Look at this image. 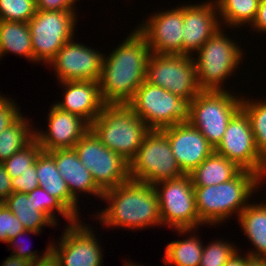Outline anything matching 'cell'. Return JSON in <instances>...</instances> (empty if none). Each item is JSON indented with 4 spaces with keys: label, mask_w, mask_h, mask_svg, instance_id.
<instances>
[{
    "label": "cell",
    "mask_w": 266,
    "mask_h": 266,
    "mask_svg": "<svg viewBox=\"0 0 266 266\" xmlns=\"http://www.w3.org/2000/svg\"><path fill=\"white\" fill-rule=\"evenodd\" d=\"M237 223L253 249L250 248L246 253L252 257L266 258V201H251L240 212Z\"/></svg>",
    "instance_id": "603a6c76"
},
{
    "label": "cell",
    "mask_w": 266,
    "mask_h": 266,
    "mask_svg": "<svg viewBox=\"0 0 266 266\" xmlns=\"http://www.w3.org/2000/svg\"><path fill=\"white\" fill-rule=\"evenodd\" d=\"M11 186L13 192L29 193L39 187L36 162L29 167V170L22 173L21 176L11 178Z\"/></svg>",
    "instance_id": "74e56055"
},
{
    "label": "cell",
    "mask_w": 266,
    "mask_h": 266,
    "mask_svg": "<svg viewBox=\"0 0 266 266\" xmlns=\"http://www.w3.org/2000/svg\"><path fill=\"white\" fill-rule=\"evenodd\" d=\"M108 203L102 210L92 214L105 228L142 230L162 228L158 195L149 183L129 180L103 192L102 201ZM95 215V216H94Z\"/></svg>",
    "instance_id": "7a4b0ae2"
},
{
    "label": "cell",
    "mask_w": 266,
    "mask_h": 266,
    "mask_svg": "<svg viewBox=\"0 0 266 266\" xmlns=\"http://www.w3.org/2000/svg\"><path fill=\"white\" fill-rule=\"evenodd\" d=\"M146 81L180 98H194L201 90L193 56L154 54L147 61Z\"/></svg>",
    "instance_id": "7c38bea8"
},
{
    "label": "cell",
    "mask_w": 266,
    "mask_h": 266,
    "mask_svg": "<svg viewBox=\"0 0 266 266\" xmlns=\"http://www.w3.org/2000/svg\"><path fill=\"white\" fill-rule=\"evenodd\" d=\"M40 233L42 234V232H39V231L23 230L22 232L18 233L15 236V238H13V239H11L9 241L8 245H10L11 248L8 246V251L12 250L11 251L12 255H14L16 257H20V258L26 259V260H28V261H30L32 263H38V262H42V261L47 260L48 258L51 257L52 241L48 242L47 247L45 248L44 251L42 249V251H41L42 253L40 255V253H38L37 250L32 251L30 249V247L28 248L27 246H25L26 243L23 244L24 241L20 240L21 236L22 237L25 236V235L27 236L28 234L39 235Z\"/></svg>",
    "instance_id": "e575fe53"
},
{
    "label": "cell",
    "mask_w": 266,
    "mask_h": 266,
    "mask_svg": "<svg viewBox=\"0 0 266 266\" xmlns=\"http://www.w3.org/2000/svg\"><path fill=\"white\" fill-rule=\"evenodd\" d=\"M252 28V29H251ZM252 33L266 34V0L260 1L254 21L249 26Z\"/></svg>",
    "instance_id": "ab89813d"
},
{
    "label": "cell",
    "mask_w": 266,
    "mask_h": 266,
    "mask_svg": "<svg viewBox=\"0 0 266 266\" xmlns=\"http://www.w3.org/2000/svg\"><path fill=\"white\" fill-rule=\"evenodd\" d=\"M260 99L243 96L241 108L249 117L256 148L266 160V98Z\"/></svg>",
    "instance_id": "f546056e"
},
{
    "label": "cell",
    "mask_w": 266,
    "mask_h": 266,
    "mask_svg": "<svg viewBox=\"0 0 266 266\" xmlns=\"http://www.w3.org/2000/svg\"><path fill=\"white\" fill-rule=\"evenodd\" d=\"M42 151L39 142L34 139L29 145L15 152L9 159L4 161L2 164L6 172L11 178L21 176L29 170V167L34 165L38 154Z\"/></svg>",
    "instance_id": "1f68e13d"
},
{
    "label": "cell",
    "mask_w": 266,
    "mask_h": 266,
    "mask_svg": "<svg viewBox=\"0 0 266 266\" xmlns=\"http://www.w3.org/2000/svg\"><path fill=\"white\" fill-rule=\"evenodd\" d=\"M48 109L46 129L35 128V139L43 151L73 149L90 129V124L78 115L64 111L54 103Z\"/></svg>",
    "instance_id": "e0dca14e"
},
{
    "label": "cell",
    "mask_w": 266,
    "mask_h": 266,
    "mask_svg": "<svg viewBox=\"0 0 266 266\" xmlns=\"http://www.w3.org/2000/svg\"><path fill=\"white\" fill-rule=\"evenodd\" d=\"M19 219L25 230L43 232V227H57V225L43 212L36 210L31 197L27 193L13 192L3 202Z\"/></svg>",
    "instance_id": "4316f807"
},
{
    "label": "cell",
    "mask_w": 266,
    "mask_h": 266,
    "mask_svg": "<svg viewBox=\"0 0 266 266\" xmlns=\"http://www.w3.org/2000/svg\"><path fill=\"white\" fill-rule=\"evenodd\" d=\"M14 101L16 100L6 97L5 94L0 96V132L8 128L23 114L21 107H18Z\"/></svg>",
    "instance_id": "8d00e7d4"
},
{
    "label": "cell",
    "mask_w": 266,
    "mask_h": 266,
    "mask_svg": "<svg viewBox=\"0 0 266 266\" xmlns=\"http://www.w3.org/2000/svg\"><path fill=\"white\" fill-rule=\"evenodd\" d=\"M238 249L223 266H245L246 254ZM245 254V255H244Z\"/></svg>",
    "instance_id": "b9f144b4"
},
{
    "label": "cell",
    "mask_w": 266,
    "mask_h": 266,
    "mask_svg": "<svg viewBox=\"0 0 266 266\" xmlns=\"http://www.w3.org/2000/svg\"><path fill=\"white\" fill-rule=\"evenodd\" d=\"M234 244L233 241H224L222 238L205 243L199 266H223L240 249Z\"/></svg>",
    "instance_id": "d6a6232c"
},
{
    "label": "cell",
    "mask_w": 266,
    "mask_h": 266,
    "mask_svg": "<svg viewBox=\"0 0 266 266\" xmlns=\"http://www.w3.org/2000/svg\"><path fill=\"white\" fill-rule=\"evenodd\" d=\"M262 178L251 171L241 170L231 180L211 186H194L196 210L203 227H216L238 218L240 212L262 189ZM261 186V187H260ZM231 217V219H230ZM210 225V226H209Z\"/></svg>",
    "instance_id": "3957f363"
},
{
    "label": "cell",
    "mask_w": 266,
    "mask_h": 266,
    "mask_svg": "<svg viewBox=\"0 0 266 266\" xmlns=\"http://www.w3.org/2000/svg\"><path fill=\"white\" fill-rule=\"evenodd\" d=\"M11 193H13L11 177L0 163V203L4 202Z\"/></svg>",
    "instance_id": "60d3db41"
},
{
    "label": "cell",
    "mask_w": 266,
    "mask_h": 266,
    "mask_svg": "<svg viewBox=\"0 0 266 266\" xmlns=\"http://www.w3.org/2000/svg\"><path fill=\"white\" fill-rule=\"evenodd\" d=\"M100 142L128 163L135 157L145 135L146 123L127 104H105L90 124Z\"/></svg>",
    "instance_id": "5b68a950"
},
{
    "label": "cell",
    "mask_w": 266,
    "mask_h": 266,
    "mask_svg": "<svg viewBox=\"0 0 266 266\" xmlns=\"http://www.w3.org/2000/svg\"><path fill=\"white\" fill-rule=\"evenodd\" d=\"M245 266H266V258L252 257L246 253Z\"/></svg>",
    "instance_id": "ee69618b"
},
{
    "label": "cell",
    "mask_w": 266,
    "mask_h": 266,
    "mask_svg": "<svg viewBox=\"0 0 266 266\" xmlns=\"http://www.w3.org/2000/svg\"><path fill=\"white\" fill-rule=\"evenodd\" d=\"M192 100L180 98L145 80L127 105L150 130H161L179 123H189Z\"/></svg>",
    "instance_id": "8992f818"
},
{
    "label": "cell",
    "mask_w": 266,
    "mask_h": 266,
    "mask_svg": "<svg viewBox=\"0 0 266 266\" xmlns=\"http://www.w3.org/2000/svg\"><path fill=\"white\" fill-rule=\"evenodd\" d=\"M161 131L167 136L175 160L184 174L191 173L214 152V147L190 123H179Z\"/></svg>",
    "instance_id": "d6986e66"
},
{
    "label": "cell",
    "mask_w": 266,
    "mask_h": 266,
    "mask_svg": "<svg viewBox=\"0 0 266 266\" xmlns=\"http://www.w3.org/2000/svg\"><path fill=\"white\" fill-rule=\"evenodd\" d=\"M104 53L72 38L48 63L58 82L100 81Z\"/></svg>",
    "instance_id": "9a60e30c"
},
{
    "label": "cell",
    "mask_w": 266,
    "mask_h": 266,
    "mask_svg": "<svg viewBox=\"0 0 266 266\" xmlns=\"http://www.w3.org/2000/svg\"><path fill=\"white\" fill-rule=\"evenodd\" d=\"M49 153L55 159L57 170L65 180L71 196L78 203H81L80 195L84 194H93V197L102 200L103 191L95 184L90 171L81 163L74 149H56Z\"/></svg>",
    "instance_id": "44dd1931"
},
{
    "label": "cell",
    "mask_w": 266,
    "mask_h": 266,
    "mask_svg": "<svg viewBox=\"0 0 266 266\" xmlns=\"http://www.w3.org/2000/svg\"><path fill=\"white\" fill-rule=\"evenodd\" d=\"M242 169L215 151L188 175L193 186H211L227 182Z\"/></svg>",
    "instance_id": "d4e9b609"
},
{
    "label": "cell",
    "mask_w": 266,
    "mask_h": 266,
    "mask_svg": "<svg viewBox=\"0 0 266 266\" xmlns=\"http://www.w3.org/2000/svg\"><path fill=\"white\" fill-rule=\"evenodd\" d=\"M125 264L123 266H146V265H141L140 263H136V262H131L130 258L129 260L127 261V259H125ZM148 266V265H147Z\"/></svg>",
    "instance_id": "bcb514c9"
},
{
    "label": "cell",
    "mask_w": 266,
    "mask_h": 266,
    "mask_svg": "<svg viewBox=\"0 0 266 266\" xmlns=\"http://www.w3.org/2000/svg\"><path fill=\"white\" fill-rule=\"evenodd\" d=\"M224 30L226 28H220L193 55L201 91H227L228 83L225 81H229L230 76L236 77L234 73L240 70L245 60V50L239 45L240 42L228 36Z\"/></svg>",
    "instance_id": "277c9868"
},
{
    "label": "cell",
    "mask_w": 266,
    "mask_h": 266,
    "mask_svg": "<svg viewBox=\"0 0 266 266\" xmlns=\"http://www.w3.org/2000/svg\"><path fill=\"white\" fill-rule=\"evenodd\" d=\"M130 179L155 185L183 176L167 136L161 130H150L135 157L129 163Z\"/></svg>",
    "instance_id": "9c48e42d"
},
{
    "label": "cell",
    "mask_w": 266,
    "mask_h": 266,
    "mask_svg": "<svg viewBox=\"0 0 266 266\" xmlns=\"http://www.w3.org/2000/svg\"><path fill=\"white\" fill-rule=\"evenodd\" d=\"M32 266H59L52 257L48 258L45 261L33 263Z\"/></svg>",
    "instance_id": "f6af8a7d"
},
{
    "label": "cell",
    "mask_w": 266,
    "mask_h": 266,
    "mask_svg": "<svg viewBox=\"0 0 266 266\" xmlns=\"http://www.w3.org/2000/svg\"><path fill=\"white\" fill-rule=\"evenodd\" d=\"M80 220L70 225L65 223L57 242H52L51 257L59 266H103L104 252L94 234L95 227L92 230L91 224Z\"/></svg>",
    "instance_id": "4fadbf2b"
},
{
    "label": "cell",
    "mask_w": 266,
    "mask_h": 266,
    "mask_svg": "<svg viewBox=\"0 0 266 266\" xmlns=\"http://www.w3.org/2000/svg\"><path fill=\"white\" fill-rule=\"evenodd\" d=\"M148 17L135 28L147 40L150 52L183 55V4L157 10Z\"/></svg>",
    "instance_id": "2e32d148"
},
{
    "label": "cell",
    "mask_w": 266,
    "mask_h": 266,
    "mask_svg": "<svg viewBox=\"0 0 266 266\" xmlns=\"http://www.w3.org/2000/svg\"><path fill=\"white\" fill-rule=\"evenodd\" d=\"M12 53L33 63V48L27 22L0 21V60Z\"/></svg>",
    "instance_id": "484cf974"
},
{
    "label": "cell",
    "mask_w": 266,
    "mask_h": 266,
    "mask_svg": "<svg viewBox=\"0 0 266 266\" xmlns=\"http://www.w3.org/2000/svg\"><path fill=\"white\" fill-rule=\"evenodd\" d=\"M62 100L54 102L60 109L78 115L91 124L101 112L105 103L100 95L98 81L59 82ZM58 101V102H57Z\"/></svg>",
    "instance_id": "ffe728a7"
},
{
    "label": "cell",
    "mask_w": 266,
    "mask_h": 266,
    "mask_svg": "<svg viewBox=\"0 0 266 266\" xmlns=\"http://www.w3.org/2000/svg\"><path fill=\"white\" fill-rule=\"evenodd\" d=\"M222 28H247L254 21L258 0H214ZM235 28V29H234Z\"/></svg>",
    "instance_id": "83f0119b"
},
{
    "label": "cell",
    "mask_w": 266,
    "mask_h": 266,
    "mask_svg": "<svg viewBox=\"0 0 266 266\" xmlns=\"http://www.w3.org/2000/svg\"><path fill=\"white\" fill-rule=\"evenodd\" d=\"M266 170H265V173L263 174V176H262V186H263V184H265L266 183ZM265 182V183H264ZM266 185V184H265Z\"/></svg>",
    "instance_id": "7dc6e473"
},
{
    "label": "cell",
    "mask_w": 266,
    "mask_h": 266,
    "mask_svg": "<svg viewBox=\"0 0 266 266\" xmlns=\"http://www.w3.org/2000/svg\"><path fill=\"white\" fill-rule=\"evenodd\" d=\"M25 230L19 219L3 202L0 203V242L9 243L15 236Z\"/></svg>",
    "instance_id": "d590c367"
},
{
    "label": "cell",
    "mask_w": 266,
    "mask_h": 266,
    "mask_svg": "<svg viewBox=\"0 0 266 266\" xmlns=\"http://www.w3.org/2000/svg\"><path fill=\"white\" fill-rule=\"evenodd\" d=\"M27 194L28 197H31L36 210L45 213L56 225H59L57 218L59 216L66 219L68 225L74 224L78 220L58 199L51 196L44 188L38 187Z\"/></svg>",
    "instance_id": "4dcf8cb0"
},
{
    "label": "cell",
    "mask_w": 266,
    "mask_h": 266,
    "mask_svg": "<svg viewBox=\"0 0 266 266\" xmlns=\"http://www.w3.org/2000/svg\"><path fill=\"white\" fill-rule=\"evenodd\" d=\"M198 229H173L174 232L179 233V237L184 234L187 238L171 241L165 246L162 258L164 266H199L204 242L201 241Z\"/></svg>",
    "instance_id": "cb8c5ba5"
},
{
    "label": "cell",
    "mask_w": 266,
    "mask_h": 266,
    "mask_svg": "<svg viewBox=\"0 0 266 266\" xmlns=\"http://www.w3.org/2000/svg\"><path fill=\"white\" fill-rule=\"evenodd\" d=\"M183 20V55L193 56L222 28L214 0L183 3Z\"/></svg>",
    "instance_id": "ac0fdd59"
},
{
    "label": "cell",
    "mask_w": 266,
    "mask_h": 266,
    "mask_svg": "<svg viewBox=\"0 0 266 266\" xmlns=\"http://www.w3.org/2000/svg\"><path fill=\"white\" fill-rule=\"evenodd\" d=\"M76 10H37L28 22L33 63L47 66L63 45L75 37L79 21Z\"/></svg>",
    "instance_id": "52a82bcc"
},
{
    "label": "cell",
    "mask_w": 266,
    "mask_h": 266,
    "mask_svg": "<svg viewBox=\"0 0 266 266\" xmlns=\"http://www.w3.org/2000/svg\"><path fill=\"white\" fill-rule=\"evenodd\" d=\"M233 92V88L232 91H200L192 100L189 123L214 148L222 140L230 119L241 108L243 95Z\"/></svg>",
    "instance_id": "ba28073f"
},
{
    "label": "cell",
    "mask_w": 266,
    "mask_h": 266,
    "mask_svg": "<svg viewBox=\"0 0 266 266\" xmlns=\"http://www.w3.org/2000/svg\"><path fill=\"white\" fill-rule=\"evenodd\" d=\"M36 11L35 0H0V21L28 23Z\"/></svg>",
    "instance_id": "836d02e7"
},
{
    "label": "cell",
    "mask_w": 266,
    "mask_h": 266,
    "mask_svg": "<svg viewBox=\"0 0 266 266\" xmlns=\"http://www.w3.org/2000/svg\"><path fill=\"white\" fill-rule=\"evenodd\" d=\"M214 151L234 162L242 170L258 174L266 170V160L258 152L246 112L240 108L228 122L226 131Z\"/></svg>",
    "instance_id": "5bb4252c"
},
{
    "label": "cell",
    "mask_w": 266,
    "mask_h": 266,
    "mask_svg": "<svg viewBox=\"0 0 266 266\" xmlns=\"http://www.w3.org/2000/svg\"><path fill=\"white\" fill-rule=\"evenodd\" d=\"M36 171L39 187L58 199L78 220L81 209L71 196L67 184L57 170L55 159L48 151H41L36 159Z\"/></svg>",
    "instance_id": "7402d4cb"
},
{
    "label": "cell",
    "mask_w": 266,
    "mask_h": 266,
    "mask_svg": "<svg viewBox=\"0 0 266 266\" xmlns=\"http://www.w3.org/2000/svg\"><path fill=\"white\" fill-rule=\"evenodd\" d=\"M151 54L145 37L136 29L104 54L100 95L105 104H128L146 80L147 61Z\"/></svg>",
    "instance_id": "6da1fadb"
},
{
    "label": "cell",
    "mask_w": 266,
    "mask_h": 266,
    "mask_svg": "<svg viewBox=\"0 0 266 266\" xmlns=\"http://www.w3.org/2000/svg\"><path fill=\"white\" fill-rule=\"evenodd\" d=\"M163 228L192 229L203 225L196 210L194 186L188 174L155 185Z\"/></svg>",
    "instance_id": "30bf717a"
},
{
    "label": "cell",
    "mask_w": 266,
    "mask_h": 266,
    "mask_svg": "<svg viewBox=\"0 0 266 266\" xmlns=\"http://www.w3.org/2000/svg\"><path fill=\"white\" fill-rule=\"evenodd\" d=\"M37 10H77L78 0H35Z\"/></svg>",
    "instance_id": "f35d334b"
},
{
    "label": "cell",
    "mask_w": 266,
    "mask_h": 266,
    "mask_svg": "<svg viewBox=\"0 0 266 266\" xmlns=\"http://www.w3.org/2000/svg\"><path fill=\"white\" fill-rule=\"evenodd\" d=\"M32 262L16 257L14 255H9L1 264V266H32Z\"/></svg>",
    "instance_id": "7bdbcfd3"
},
{
    "label": "cell",
    "mask_w": 266,
    "mask_h": 266,
    "mask_svg": "<svg viewBox=\"0 0 266 266\" xmlns=\"http://www.w3.org/2000/svg\"><path fill=\"white\" fill-rule=\"evenodd\" d=\"M24 113L8 128L0 132V163L25 148L35 139V125Z\"/></svg>",
    "instance_id": "f1b7e54d"
},
{
    "label": "cell",
    "mask_w": 266,
    "mask_h": 266,
    "mask_svg": "<svg viewBox=\"0 0 266 266\" xmlns=\"http://www.w3.org/2000/svg\"><path fill=\"white\" fill-rule=\"evenodd\" d=\"M95 184L104 192L130 180L129 163L105 147L89 129L73 147Z\"/></svg>",
    "instance_id": "8fae6325"
}]
</instances>
